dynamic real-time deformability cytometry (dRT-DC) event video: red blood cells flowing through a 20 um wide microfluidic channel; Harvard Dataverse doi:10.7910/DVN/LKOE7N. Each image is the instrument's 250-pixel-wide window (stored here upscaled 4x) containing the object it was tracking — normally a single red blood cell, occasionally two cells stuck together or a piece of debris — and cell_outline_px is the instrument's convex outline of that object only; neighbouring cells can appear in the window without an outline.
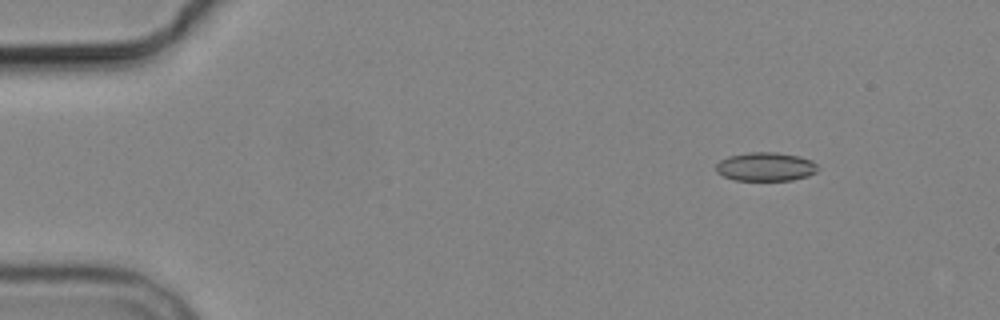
{"species": "common noctule bat (a hibernating species)", "species_latin": "Nyctalus noctula", "temperature_condition": "cold", "stored_images_in_passage": 3, "camera_frame_rate_fps": 3000, "um_per_image_px": 0.085, "animal": {"sex": "male", "body_mass_g": 19.2, "forearm_length_mm": 51.8}, "frame": {"image": 1, "passage_image": 1, "time_ms": 0.0, "image_size_px": [1000, 320], "cell_outline_px": [[820, 168], [816, 172], [808, 176], [792, 180], [732, 180], [716, 172], [716, 164], [720, 160], [728, 156], [748, 152], [776, 152], [800, 156], [812, 160]], "centroid_in_image_um": [65.09, 14.16], "position_along_channel_um": 19.9, "area_um2": 17.22}}